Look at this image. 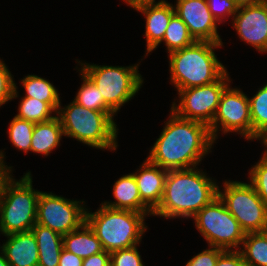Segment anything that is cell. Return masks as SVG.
Wrapping results in <instances>:
<instances>
[{
	"label": "cell",
	"instance_id": "6da1fadb",
	"mask_svg": "<svg viewBox=\"0 0 267 266\" xmlns=\"http://www.w3.org/2000/svg\"><path fill=\"white\" fill-rule=\"evenodd\" d=\"M170 113L147 159L166 170L194 168L215 143L209 126L182 118L172 110Z\"/></svg>",
	"mask_w": 267,
	"mask_h": 266
},
{
	"label": "cell",
	"instance_id": "7a4b0ae2",
	"mask_svg": "<svg viewBox=\"0 0 267 266\" xmlns=\"http://www.w3.org/2000/svg\"><path fill=\"white\" fill-rule=\"evenodd\" d=\"M220 187L197 167L168 170L164 192L153 216L193 218L203 207L218 197Z\"/></svg>",
	"mask_w": 267,
	"mask_h": 266
},
{
	"label": "cell",
	"instance_id": "3957f363",
	"mask_svg": "<svg viewBox=\"0 0 267 266\" xmlns=\"http://www.w3.org/2000/svg\"><path fill=\"white\" fill-rule=\"evenodd\" d=\"M223 43L195 41L169 53L171 83L179 91L217 81L227 70L214 51Z\"/></svg>",
	"mask_w": 267,
	"mask_h": 266
},
{
	"label": "cell",
	"instance_id": "277c9868",
	"mask_svg": "<svg viewBox=\"0 0 267 266\" xmlns=\"http://www.w3.org/2000/svg\"><path fill=\"white\" fill-rule=\"evenodd\" d=\"M114 111H95L79 105L74 100L56 112L64 136L75 138L96 149L116 150L118 128L114 121Z\"/></svg>",
	"mask_w": 267,
	"mask_h": 266
},
{
	"label": "cell",
	"instance_id": "5b68a950",
	"mask_svg": "<svg viewBox=\"0 0 267 266\" xmlns=\"http://www.w3.org/2000/svg\"><path fill=\"white\" fill-rule=\"evenodd\" d=\"M96 212L86 211V222L100 240L103 250L113 252L140 244L147 230L145 216L152 213H139L120 210L103 204Z\"/></svg>",
	"mask_w": 267,
	"mask_h": 266
},
{
	"label": "cell",
	"instance_id": "8992f818",
	"mask_svg": "<svg viewBox=\"0 0 267 266\" xmlns=\"http://www.w3.org/2000/svg\"><path fill=\"white\" fill-rule=\"evenodd\" d=\"M31 172L16 181L12 178L0 198V232L11 235L32 230L36 224L37 204L41 191L34 190Z\"/></svg>",
	"mask_w": 267,
	"mask_h": 266
},
{
	"label": "cell",
	"instance_id": "52a82bcc",
	"mask_svg": "<svg viewBox=\"0 0 267 266\" xmlns=\"http://www.w3.org/2000/svg\"><path fill=\"white\" fill-rule=\"evenodd\" d=\"M81 71L97 86L105 103L117 113L140 90L143 79L134 66H101L81 63Z\"/></svg>",
	"mask_w": 267,
	"mask_h": 266
},
{
	"label": "cell",
	"instance_id": "ba28073f",
	"mask_svg": "<svg viewBox=\"0 0 267 266\" xmlns=\"http://www.w3.org/2000/svg\"><path fill=\"white\" fill-rule=\"evenodd\" d=\"M218 196L228 211L247 233L267 231V205L259 197L253 185L240 181H225Z\"/></svg>",
	"mask_w": 267,
	"mask_h": 266
},
{
	"label": "cell",
	"instance_id": "9c48e42d",
	"mask_svg": "<svg viewBox=\"0 0 267 266\" xmlns=\"http://www.w3.org/2000/svg\"><path fill=\"white\" fill-rule=\"evenodd\" d=\"M192 219L209 246L223 250H239V245H242L246 233L219 196Z\"/></svg>",
	"mask_w": 267,
	"mask_h": 266
},
{
	"label": "cell",
	"instance_id": "30bf717a",
	"mask_svg": "<svg viewBox=\"0 0 267 266\" xmlns=\"http://www.w3.org/2000/svg\"><path fill=\"white\" fill-rule=\"evenodd\" d=\"M227 71L215 82L178 91L179 104L171 110L178 116L210 125L215 117L224 89L230 84Z\"/></svg>",
	"mask_w": 267,
	"mask_h": 266
},
{
	"label": "cell",
	"instance_id": "8fae6325",
	"mask_svg": "<svg viewBox=\"0 0 267 266\" xmlns=\"http://www.w3.org/2000/svg\"><path fill=\"white\" fill-rule=\"evenodd\" d=\"M84 201L68 200L53 193L40 192L36 223L64 236L86 221Z\"/></svg>",
	"mask_w": 267,
	"mask_h": 266
},
{
	"label": "cell",
	"instance_id": "7c38bea8",
	"mask_svg": "<svg viewBox=\"0 0 267 266\" xmlns=\"http://www.w3.org/2000/svg\"><path fill=\"white\" fill-rule=\"evenodd\" d=\"M209 130L214 141L218 138V131H223L224 134L239 132L238 134L245 137V139L252 140L248 96L240 89L231 88L228 85L221 95L217 112L209 125Z\"/></svg>",
	"mask_w": 267,
	"mask_h": 266
},
{
	"label": "cell",
	"instance_id": "4fadbf2b",
	"mask_svg": "<svg viewBox=\"0 0 267 266\" xmlns=\"http://www.w3.org/2000/svg\"><path fill=\"white\" fill-rule=\"evenodd\" d=\"M174 9L195 41L222 43L206 0H177Z\"/></svg>",
	"mask_w": 267,
	"mask_h": 266
},
{
	"label": "cell",
	"instance_id": "5bb4252c",
	"mask_svg": "<svg viewBox=\"0 0 267 266\" xmlns=\"http://www.w3.org/2000/svg\"><path fill=\"white\" fill-rule=\"evenodd\" d=\"M232 21L242 41L267 53V0L238 8Z\"/></svg>",
	"mask_w": 267,
	"mask_h": 266
},
{
	"label": "cell",
	"instance_id": "9a60e30c",
	"mask_svg": "<svg viewBox=\"0 0 267 266\" xmlns=\"http://www.w3.org/2000/svg\"><path fill=\"white\" fill-rule=\"evenodd\" d=\"M138 12L145 15L146 27L145 37L147 43L146 56L159 46L163 40L165 31L171 17L175 14L174 6L166 0L158 3L145 4L135 8Z\"/></svg>",
	"mask_w": 267,
	"mask_h": 266
},
{
	"label": "cell",
	"instance_id": "2e32d148",
	"mask_svg": "<svg viewBox=\"0 0 267 266\" xmlns=\"http://www.w3.org/2000/svg\"><path fill=\"white\" fill-rule=\"evenodd\" d=\"M159 168V169H158ZM168 170L151 163L147 158L133 173L141 201L153 212L160 204Z\"/></svg>",
	"mask_w": 267,
	"mask_h": 266
},
{
	"label": "cell",
	"instance_id": "e0dca14e",
	"mask_svg": "<svg viewBox=\"0 0 267 266\" xmlns=\"http://www.w3.org/2000/svg\"><path fill=\"white\" fill-rule=\"evenodd\" d=\"M6 237L8 240L0 246V249L10 266H38V246L32 230Z\"/></svg>",
	"mask_w": 267,
	"mask_h": 266
},
{
	"label": "cell",
	"instance_id": "ac0fdd59",
	"mask_svg": "<svg viewBox=\"0 0 267 266\" xmlns=\"http://www.w3.org/2000/svg\"><path fill=\"white\" fill-rule=\"evenodd\" d=\"M115 202L102 203L103 205L120 210H130L139 213H152L141 201L136 179L133 173L123 175L113 184Z\"/></svg>",
	"mask_w": 267,
	"mask_h": 266
},
{
	"label": "cell",
	"instance_id": "d6986e66",
	"mask_svg": "<svg viewBox=\"0 0 267 266\" xmlns=\"http://www.w3.org/2000/svg\"><path fill=\"white\" fill-rule=\"evenodd\" d=\"M63 249L82 259L103 251L100 240L86 221L63 236Z\"/></svg>",
	"mask_w": 267,
	"mask_h": 266
},
{
	"label": "cell",
	"instance_id": "ffe728a7",
	"mask_svg": "<svg viewBox=\"0 0 267 266\" xmlns=\"http://www.w3.org/2000/svg\"><path fill=\"white\" fill-rule=\"evenodd\" d=\"M39 253L38 266H58L63 250V236L40 224L32 227Z\"/></svg>",
	"mask_w": 267,
	"mask_h": 266
},
{
	"label": "cell",
	"instance_id": "44dd1931",
	"mask_svg": "<svg viewBox=\"0 0 267 266\" xmlns=\"http://www.w3.org/2000/svg\"><path fill=\"white\" fill-rule=\"evenodd\" d=\"M62 136L63 128L57 116L47 122L35 123L30 151L48 156L60 145Z\"/></svg>",
	"mask_w": 267,
	"mask_h": 266
},
{
	"label": "cell",
	"instance_id": "7402d4cb",
	"mask_svg": "<svg viewBox=\"0 0 267 266\" xmlns=\"http://www.w3.org/2000/svg\"><path fill=\"white\" fill-rule=\"evenodd\" d=\"M26 91L24 97L35 98L47 102L56 112L60 105L58 90L50 81L37 75H28L21 80Z\"/></svg>",
	"mask_w": 267,
	"mask_h": 266
},
{
	"label": "cell",
	"instance_id": "603a6c76",
	"mask_svg": "<svg viewBox=\"0 0 267 266\" xmlns=\"http://www.w3.org/2000/svg\"><path fill=\"white\" fill-rule=\"evenodd\" d=\"M239 249L247 266H267V231L245 234Z\"/></svg>",
	"mask_w": 267,
	"mask_h": 266
},
{
	"label": "cell",
	"instance_id": "cb8c5ba5",
	"mask_svg": "<svg viewBox=\"0 0 267 266\" xmlns=\"http://www.w3.org/2000/svg\"><path fill=\"white\" fill-rule=\"evenodd\" d=\"M252 123V140H262L267 135V84L249 98Z\"/></svg>",
	"mask_w": 267,
	"mask_h": 266
},
{
	"label": "cell",
	"instance_id": "d4e9b609",
	"mask_svg": "<svg viewBox=\"0 0 267 266\" xmlns=\"http://www.w3.org/2000/svg\"><path fill=\"white\" fill-rule=\"evenodd\" d=\"M161 42L165 43L167 52L171 53L173 51L190 46L195 42V40L189 33L186 24L175 13L170 19Z\"/></svg>",
	"mask_w": 267,
	"mask_h": 266
},
{
	"label": "cell",
	"instance_id": "484cf974",
	"mask_svg": "<svg viewBox=\"0 0 267 266\" xmlns=\"http://www.w3.org/2000/svg\"><path fill=\"white\" fill-rule=\"evenodd\" d=\"M19 103L17 118L33 123H42L56 117L51 115L56 111L47 102L23 97Z\"/></svg>",
	"mask_w": 267,
	"mask_h": 266
},
{
	"label": "cell",
	"instance_id": "4316f807",
	"mask_svg": "<svg viewBox=\"0 0 267 266\" xmlns=\"http://www.w3.org/2000/svg\"><path fill=\"white\" fill-rule=\"evenodd\" d=\"M83 83L81 88L78 89V93L75 96L74 101L85 108L95 111H113L104 101L102 94L99 93V89L81 70Z\"/></svg>",
	"mask_w": 267,
	"mask_h": 266
},
{
	"label": "cell",
	"instance_id": "83f0119b",
	"mask_svg": "<svg viewBox=\"0 0 267 266\" xmlns=\"http://www.w3.org/2000/svg\"><path fill=\"white\" fill-rule=\"evenodd\" d=\"M35 123L17 118L11 120L7 133L9 140L15 148L28 153L31 147V138Z\"/></svg>",
	"mask_w": 267,
	"mask_h": 266
},
{
	"label": "cell",
	"instance_id": "f1b7e54d",
	"mask_svg": "<svg viewBox=\"0 0 267 266\" xmlns=\"http://www.w3.org/2000/svg\"><path fill=\"white\" fill-rule=\"evenodd\" d=\"M250 183L263 202L267 205V154L264 152L260 161L251 167Z\"/></svg>",
	"mask_w": 267,
	"mask_h": 266
},
{
	"label": "cell",
	"instance_id": "f546056e",
	"mask_svg": "<svg viewBox=\"0 0 267 266\" xmlns=\"http://www.w3.org/2000/svg\"><path fill=\"white\" fill-rule=\"evenodd\" d=\"M137 246L110 252V266H145Z\"/></svg>",
	"mask_w": 267,
	"mask_h": 266
},
{
	"label": "cell",
	"instance_id": "4dcf8cb0",
	"mask_svg": "<svg viewBox=\"0 0 267 266\" xmlns=\"http://www.w3.org/2000/svg\"><path fill=\"white\" fill-rule=\"evenodd\" d=\"M18 97L17 86L11 72L0 59V107L9 100Z\"/></svg>",
	"mask_w": 267,
	"mask_h": 266
},
{
	"label": "cell",
	"instance_id": "1f68e13d",
	"mask_svg": "<svg viewBox=\"0 0 267 266\" xmlns=\"http://www.w3.org/2000/svg\"><path fill=\"white\" fill-rule=\"evenodd\" d=\"M211 14L218 23L226 21L230 16H233L238 11V6L233 0H206ZM227 16V18H226ZM225 19V20H224Z\"/></svg>",
	"mask_w": 267,
	"mask_h": 266
},
{
	"label": "cell",
	"instance_id": "d6a6232c",
	"mask_svg": "<svg viewBox=\"0 0 267 266\" xmlns=\"http://www.w3.org/2000/svg\"><path fill=\"white\" fill-rule=\"evenodd\" d=\"M223 251V249L209 246V249L195 255L186 263L185 266H215L219 255Z\"/></svg>",
	"mask_w": 267,
	"mask_h": 266
},
{
	"label": "cell",
	"instance_id": "836d02e7",
	"mask_svg": "<svg viewBox=\"0 0 267 266\" xmlns=\"http://www.w3.org/2000/svg\"><path fill=\"white\" fill-rule=\"evenodd\" d=\"M215 266H247L239 250H224Z\"/></svg>",
	"mask_w": 267,
	"mask_h": 266
},
{
	"label": "cell",
	"instance_id": "e575fe53",
	"mask_svg": "<svg viewBox=\"0 0 267 266\" xmlns=\"http://www.w3.org/2000/svg\"><path fill=\"white\" fill-rule=\"evenodd\" d=\"M82 266H110V252L103 250L83 259Z\"/></svg>",
	"mask_w": 267,
	"mask_h": 266
},
{
	"label": "cell",
	"instance_id": "d590c367",
	"mask_svg": "<svg viewBox=\"0 0 267 266\" xmlns=\"http://www.w3.org/2000/svg\"><path fill=\"white\" fill-rule=\"evenodd\" d=\"M12 167L5 165L4 153L0 151V198L3 194L5 185L13 178L11 176Z\"/></svg>",
	"mask_w": 267,
	"mask_h": 266
},
{
	"label": "cell",
	"instance_id": "8d00e7d4",
	"mask_svg": "<svg viewBox=\"0 0 267 266\" xmlns=\"http://www.w3.org/2000/svg\"><path fill=\"white\" fill-rule=\"evenodd\" d=\"M82 264L83 259L81 257H78L77 255L70 253L65 249L62 250L58 266H82Z\"/></svg>",
	"mask_w": 267,
	"mask_h": 266
},
{
	"label": "cell",
	"instance_id": "74e56055",
	"mask_svg": "<svg viewBox=\"0 0 267 266\" xmlns=\"http://www.w3.org/2000/svg\"><path fill=\"white\" fill-rule=\"evenodd\" d=\"M123 1H125L126 4H128L133 9L139 6L145 5V4L158 3V2H155V0H123Z\"/></svg>",
	"mask_w": 267,
	"mask_h": 266
},
{
	"label": "cell",
	"instance_id": "f35d334b",
	"mask_svg": "<svg viewBox=\"0 0 267 266\" xmlns=\"http://www.w3.org/2000/svg\"><path fill=\"white\" fill-rule=\"evenodd\" d=\"M237 6L240 7H244V6H249V5H253L256 3H259L263 0H233Z\"/></svg>",
	"mask_w": 267,
	"mask_h": 266
},
{
	"label": "cell",
	"instance_id": "ab89813d",
	"mask_svg": "<svg viewBox=\"0 0 267 266\" xmlns=\"http://www.w3.org/2000/svg\"><path fill=\"white\" fill-rule=\"evenodd\" d=\"M0 253H1L0 254V266H10L8 261L6 260V258L4 256V254H3V252L1 251Z\"/></svg>",
	"mask_w": 267,
	"mask_h": 266
},
{
	"label": "cell",
	"instance_id": "60d3db41",
	"mask_svg": "<svg viewBox=\"0 0 267 266\" xmlns=\"http://www.w3.org/2000/svg\"><path fill=\"white\" fill-rule=\"evenodd\" d=\"M263 144H264V146L266 147V150L264 151L266 154H267V135L262 139V141H261Z\"/></svg>",
	"mask_w": 267,
	"mask_h": 266
}]
</instances>
